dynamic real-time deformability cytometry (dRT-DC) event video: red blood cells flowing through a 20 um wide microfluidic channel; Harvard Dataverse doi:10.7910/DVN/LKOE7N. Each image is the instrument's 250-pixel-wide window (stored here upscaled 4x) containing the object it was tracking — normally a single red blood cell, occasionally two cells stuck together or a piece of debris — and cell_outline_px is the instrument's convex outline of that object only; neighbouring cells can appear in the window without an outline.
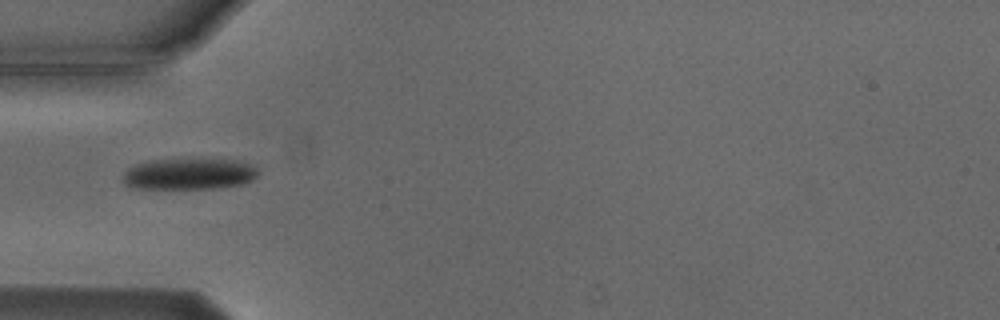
{"species": "Egyptian fruit bat (a non-hibernating species)", "species_latin": "Rousettus aegyptiacus", "temperature_condition": "cold", "stored_images_in_passage": 5, "camera_frame_rate_fps": 3000, "um_per_image_px": 0.085, "animal": {"sex": "male"}, "frame": {"image": 1, "passage_image": 2, "time_ms": 2.0, "image_size_px": [1000, 320], "cell_outline_px": [[260, 172], [252, 180], [240, 184], [212, 188], [132, 188], [124, 180], [124, 172], [128, 168], [136, 164], [152, 160], [236, 160], [248, 164], [256, 168]], "centroid_in_image_um": [16.07, 14.79], "position_along_channel_um": 68.9, "area_um2": 23.99}}
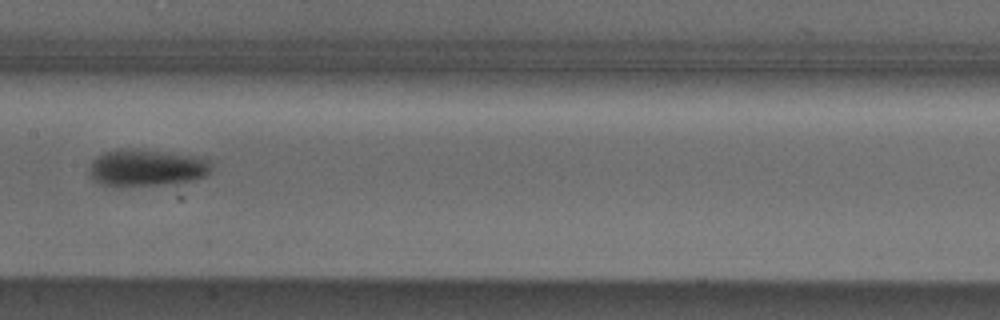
{"frame": {"image": 2, "passage_image": 5, "time_ms": 5.333, "image_size_px": [1000, 320], "cell_outline_px": [[212, 168], [204, 176], [192, 180], [176, 184], [120, 188], [100, 184], [92, 180], [88, 176], [88, 168], [92, 160], [96, 156], [104, 152], [116, 148], [140, 148], [208, 156], [212, 160]], "centroid_in_image_um": [12.46, 14.25], "position_along_channel_um": 194.9, "area_um2": 28.09}}